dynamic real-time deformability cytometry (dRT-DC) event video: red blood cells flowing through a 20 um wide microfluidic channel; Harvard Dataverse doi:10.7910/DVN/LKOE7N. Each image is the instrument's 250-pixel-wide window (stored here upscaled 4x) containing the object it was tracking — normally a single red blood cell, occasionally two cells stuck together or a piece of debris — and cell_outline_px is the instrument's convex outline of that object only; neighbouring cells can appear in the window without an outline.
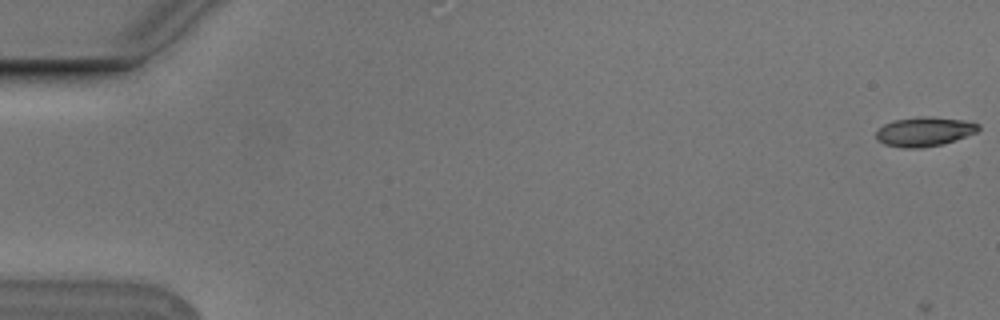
{"species": "Egyptian fruit bat (a non-hibernating species)", "species_latin": "Rousettus aegyptiacus", "temperature_condition": "cold", "stored_images_in_passage": 16, "camera_frame_rate_fps": 3000, "um_per_image_px": 0.085, "animal": {"sex": "male"}, "frame": {"image": 1, "passage_image": 1, "time_ms": 0.0, "image_size_px": [1000, 320], "cell_outline_px": [[980, 128], [976, 132], [944, 144], [920, 148], [904, 148], [884, 144], [876, 140], [876, 132], [884, 124], [892, 120], [920, 116], [928, 116], [964, 120], [980, 124]], "centroid_in_image_um": [78.55, 11.18], "position_along_channel_um": 6.4, "area_um2": 17.57}}
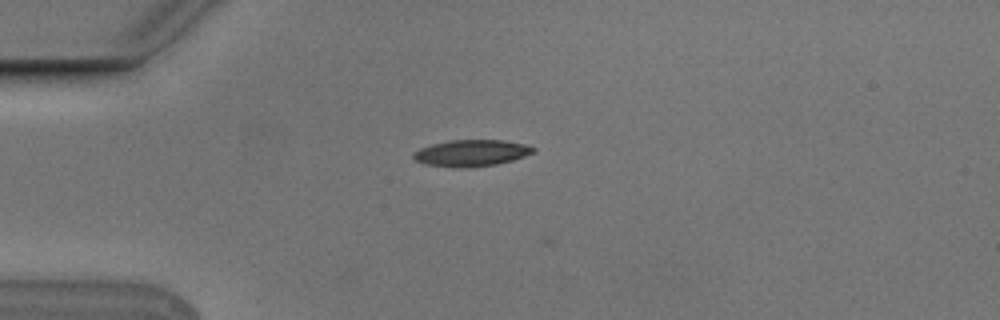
{"frame": {"image": 2, "passage_image": 15, "time_ms": 4.667, "image_size_px": [1000, 320], "cell_outline_px": [[536, 152], [512, 160], [496, 164], [468, 168], [452, 168], [424, 164], [416, 160], [412, 156], [420, 148], [432, 144], [448, 140], [504, 140], [528, 144], [536, 148]], "centroid_in_image_um": [40.1, 13.01], "position_along_channel_um": 44.9, "area_um2": 18.73}}